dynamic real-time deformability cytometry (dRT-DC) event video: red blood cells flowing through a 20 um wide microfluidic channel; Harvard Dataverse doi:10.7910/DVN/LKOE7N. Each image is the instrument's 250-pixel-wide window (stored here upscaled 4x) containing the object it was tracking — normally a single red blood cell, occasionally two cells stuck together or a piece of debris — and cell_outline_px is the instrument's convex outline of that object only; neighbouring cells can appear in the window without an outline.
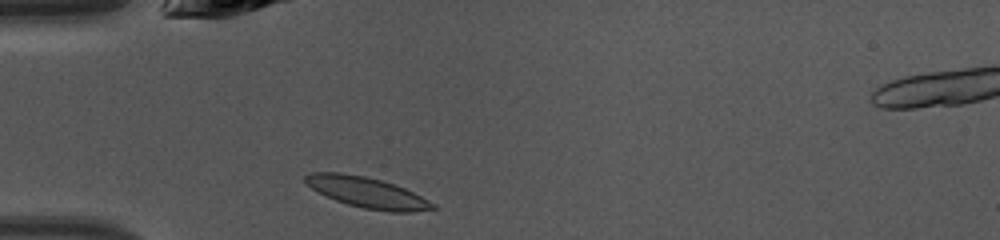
{"species": "common noctule bat (a hibernating species)", "species_latin": "Nyctalus noctula", "temperature_condition": "warm", "stored_images_in_passage": 7, "camera_frame_rate_fps": 3000, "um_per_image_px": 0.085, "animal": {"sex": "female", "body_mass_g": 10.0, "forearm_length_mm": 53.1}, "frame": {"image": 1, "passage_image": 2, "time_ms": 0.333, "image_size_px": [1000, 240], "cell_outline_px": [[436, 208], [412, 212], [392, 212], [364, 208], [348, 204], [336, 200], [312, 188], [304, 180], [304, 176], [312, 172], [340, 172], [364, 176], [380, 180], [404, 188], [436, 204]], "centroid_in_image_um": [31.21, 16.36], "position_along_channel_um": 53.8, "area_um2": 22.31}}
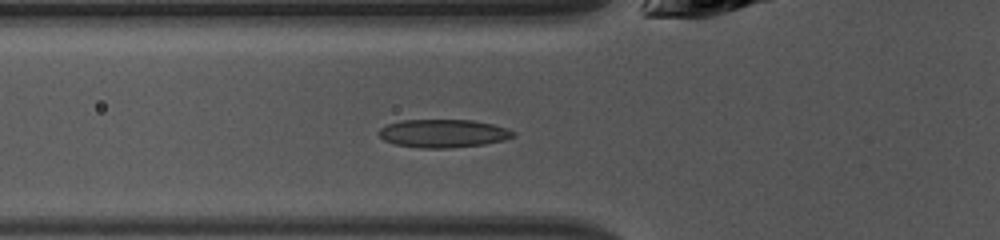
{"frame": {"image": 2, "passage_image": 5, "time_ms": 1.333, "image_size_px": [1000, 240], "cell_outline_px": [[516, 136], [504, 140], [484, 144], [452, 148], [420, 148], [396, 144], [384, 140], [376, 132], [380, 128], [388, 124], [404, 120], [472, 120], [492, 124], [516, 132]], "centroid_in_image_um": [37.67, 11.34], "position_along_channel_um": 88.1, "area_um2": 22.02}}